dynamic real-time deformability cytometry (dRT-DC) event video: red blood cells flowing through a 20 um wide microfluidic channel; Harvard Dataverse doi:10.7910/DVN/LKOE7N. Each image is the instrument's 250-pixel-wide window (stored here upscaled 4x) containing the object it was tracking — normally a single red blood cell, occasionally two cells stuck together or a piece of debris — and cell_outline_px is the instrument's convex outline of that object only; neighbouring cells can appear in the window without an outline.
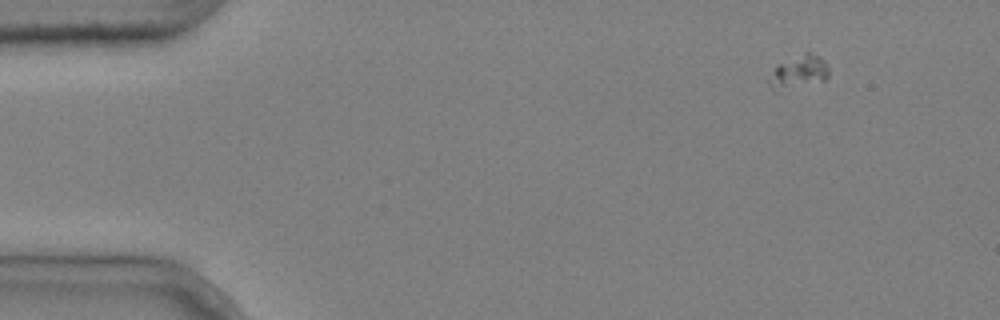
{"species": "common noctule bat (a hibernating species)", "species_latin": "Nyctalus noctula", "temperature_condition": "cold", "stored_images_in_passage": 5, "camera_frame_rate_fps": 3000, "um_per_image_px": 0.085, "animal": {"sex": "male", "body_mass_g": 20.4}, "frame": {"image": 1, "passage_image": 1, "time_ms": 0.0, "image_size_px": [1000, 320], "cell_outline_px": [[828, 76], [824, 80], [776, 92], [772, 92], [764, 80], [780, 64], [804, 52], [808, 52], [820, 56], [828, 64]], "centroid_in_image_um": [67.82, 6.16], "position_along_channel_um": 17.2, "area_um2": 11.68}}
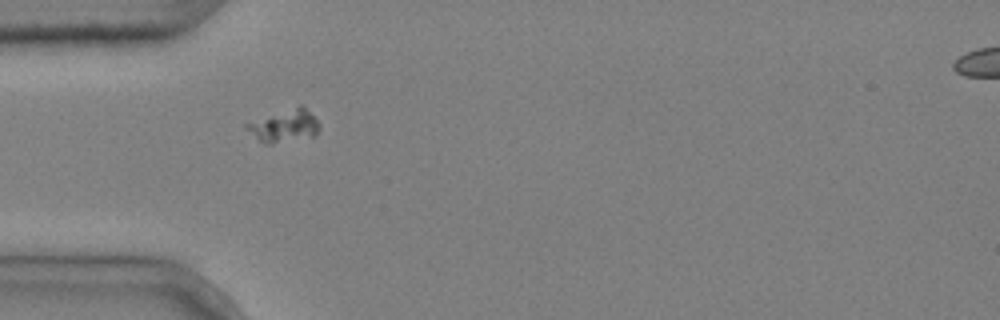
{"frame": {"image": 2, "passage_image": 4, "time_ms": 1.0, "image_size_px": [1000, 320], "cell_outline_px": [[320, 128], [316, 136], [272, 144], [268, 144], [260, 140], [244, 128], [244, 124], [300, 104], [304, 104], [320, 124]], "centroid_in_image_um": [24.23, 10.69], "position_along_channel_um": 60.8, "area_um2": 13.87}}